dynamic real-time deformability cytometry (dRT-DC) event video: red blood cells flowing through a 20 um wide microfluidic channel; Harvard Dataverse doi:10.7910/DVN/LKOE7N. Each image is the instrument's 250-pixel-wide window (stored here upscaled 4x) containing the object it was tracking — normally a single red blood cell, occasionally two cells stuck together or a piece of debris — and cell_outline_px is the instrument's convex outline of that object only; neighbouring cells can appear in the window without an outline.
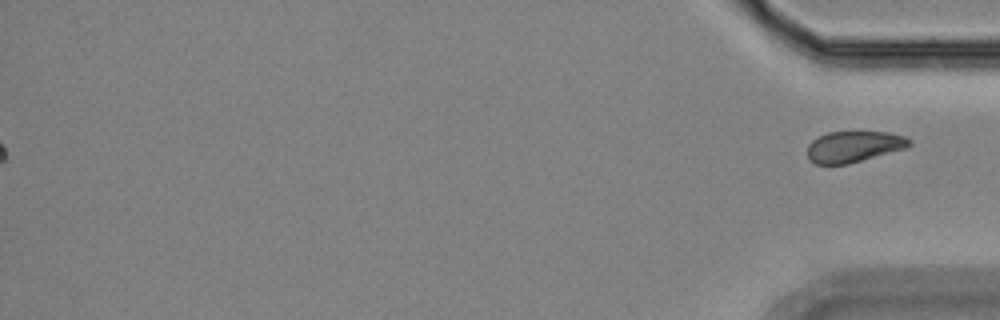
{"species": "Egyptian fruit bat (a non-hibernating species)", "species_latin": "Rousettus aegyptiacus", "temperature_condition": "room temperature", "stored_images_in_passage": 42, "segment_of_instrument_passage": [2, 2], "camera_frame_rate_fps": 3000, "um_per_image_px": 0.085, "animal": {"sex": "female"}, "frame": {"image": 1, "passage_image": 42, "time_ms": 13.667, "image_size_px": [1000, 320], "cell_outline_px": [[912, 144], [908, 148], [848, 164], [816, 164], [808, 160], [808, 144], [812, 140], [828, 132], [888, 132], [904, 136], [912, 140]], "centroid_in_image_um": [72.6, 12.47], "position_along_channel_um": 362.6, "area_um2": 18.61}}